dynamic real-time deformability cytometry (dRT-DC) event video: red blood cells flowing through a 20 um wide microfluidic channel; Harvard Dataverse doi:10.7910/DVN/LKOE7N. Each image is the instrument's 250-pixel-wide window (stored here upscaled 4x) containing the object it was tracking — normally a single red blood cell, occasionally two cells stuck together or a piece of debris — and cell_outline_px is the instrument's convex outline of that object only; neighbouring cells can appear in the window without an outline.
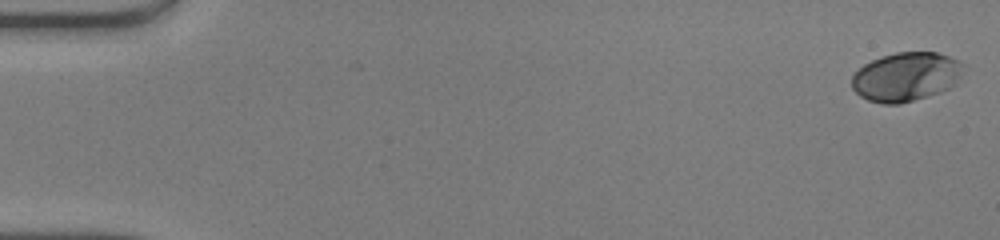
{"species": "human", "species_latin": "Homo sapiens", "temperature_condition": "warm", "stored_images_in_passage": 50, "camera_frame_rate_fps": 3000, "um_per_image_px": 0.085, "donor": {"sex": "male"}, "frame": {"image": 1, "passage_image": 1, "time_ms": 0.0, "image_size_px": [1000, 240], "cell_outline_px": [[964, 64], [960, 76], [948, 88], [940, 92], [900, 104], [884, 104], [868, 100], [860, 96], [852, 88], [852, 76], [864, 64], [880, 56], [896, 52], [936, 52], [960, 60]], "centroid_in_image_um": [76.99, 6.51], "position_along_channel_um": 8.0, "area_um2": 31.67}}
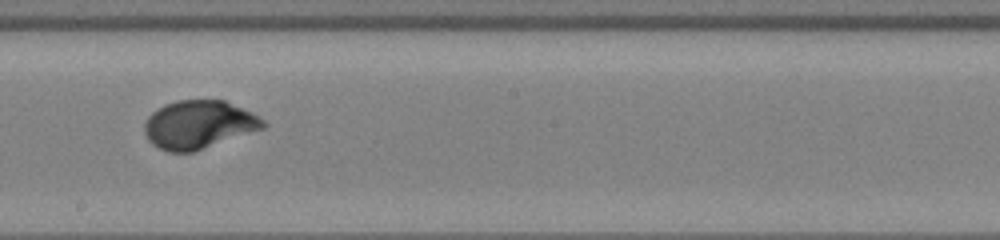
{"frame": {"image": 2, "passage_image": 29, "time_ms": 9.333, "image_size_px": [1000, 240], "cell_outline_px": [[268, 124], [264, 128], [192, 152], [168, 152], [152, 144], [148, 140], [144, 132], [144, 124], [148, 116], [152, 112], [164, 104], [176, 100], [224, 100], [252, 112], [264, 120]], "centroid_in_image_um": [16.88, 10.58], "position_along_channel_um": 231.3, "area_um2": 33.29}}
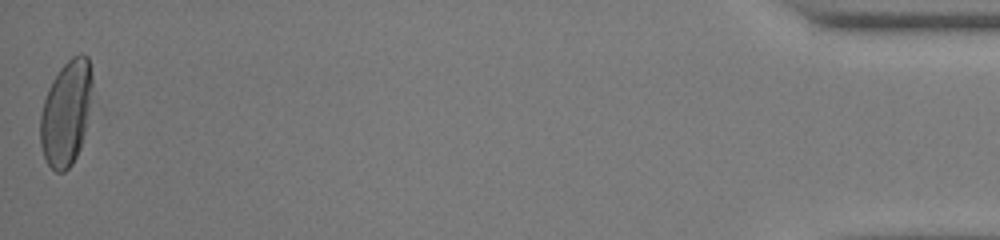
{"frame": {"image": 3, "passage_image": 50, "time_ms": 16.333, "image_size_px": [1000, 240], "cell_outline_px": [[92, 84], [88, 112], [84, 132], [80, 148], [72, 164], [64, 172], [56, 172], [48, 164], [44, 156], [40, 144], [40, 116], [44, 100], [48, 88], [52, 80], [60, 68], [72, 56], [80, 52], [84, 52], [88, 56], [92, 76]], "centroid_in_image_um": [5.61, 9.57], "position_along_channel_um": 429.6, "area_um2": 31.73}, "authors_computed_cell_mechanics": {"area_um2": 32.1946, "velocity_mm_per_s": 4.1661, "shape_relaxation_time_tau1_ms": 2.9014, "shape_relaxation_time_tau2_ms": null, "deformation_change_tau1": 0.1815, "deformation_change_tau2": null}}